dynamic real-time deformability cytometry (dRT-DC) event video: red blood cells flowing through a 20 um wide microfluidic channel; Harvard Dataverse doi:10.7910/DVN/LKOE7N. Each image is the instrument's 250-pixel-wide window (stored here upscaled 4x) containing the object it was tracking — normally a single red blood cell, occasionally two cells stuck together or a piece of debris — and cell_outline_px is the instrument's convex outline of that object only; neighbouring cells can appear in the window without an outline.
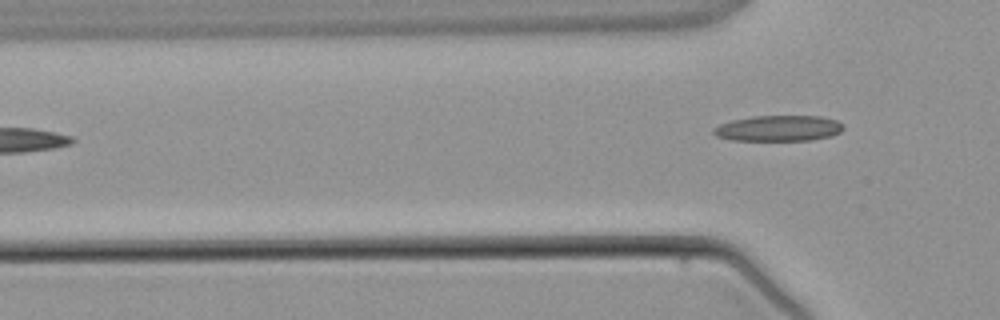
{"species": "common noctule bat (a hibernating species)", "species_latin": "Nyctalus noctula", "temperature_condition": "warm", "stored_images_in_passage": 5, "camera_frame_rate_fps": 3000, "um_per_image_px": 0.085, "animal": {"sex": "male", "body_mass_g": 21.5, "forearm_length_mm": 52.0}, "frame": {"image": 1, "passage_image": 5, "time_ms": 4.667, "image_size_px": [1000, 320], "cell_outline_px": [[844, 128], [840, 132], [832, 136], [812, 140], [732, 140], [716, 136], [712, 132], [712, 128], [720, 124], [732, 120], [752, 116], [820, 116], [836, 120]], "centroid_in_image_um": [66.15, 10.9], "position_along_channel_um": 59.6, "area_um2": 19.48}}